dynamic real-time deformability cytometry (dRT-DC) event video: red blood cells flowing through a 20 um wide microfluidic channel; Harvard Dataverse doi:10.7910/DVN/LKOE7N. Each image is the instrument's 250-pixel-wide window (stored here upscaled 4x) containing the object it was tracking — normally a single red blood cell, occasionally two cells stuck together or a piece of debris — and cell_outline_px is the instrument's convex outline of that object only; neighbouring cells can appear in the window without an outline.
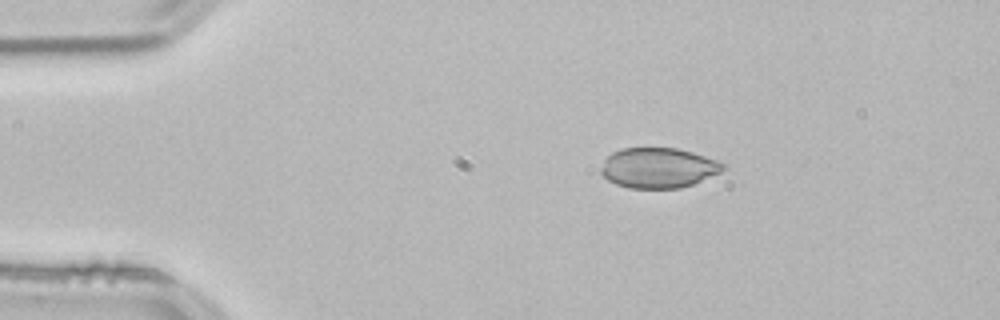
{"species": "common noctule bat (a hibernating species)", "species_latin": "Nyctalus noctula", "temperature_condition": "room temperature", "stored_images_in_passage": 44, "camera_frame_rate_fps": 3000, "um_per_image_px": 0.085, "animal": {"sex": "male", "body_mass_g": 21.5, "forearm_length_mm": 52.0}, "frame": {"image": 1, "passage_image": 1, "time_ms": 0.0, "image_size_px": [1000, 320], "cell_outline_px": [[728, 168], [720, 172], [692, 184], [680, 188], [628, 188], [616, 184], [608, 180], [600, 172], [600, 168], [604, 160], [612, 152], [620, 148], [676, 148], [692, 152], [728, 164]], "centroid_in_image_um": [55.96, 14.26], "position_along_channel_um": 29.0, "area_um2": 28.67}}
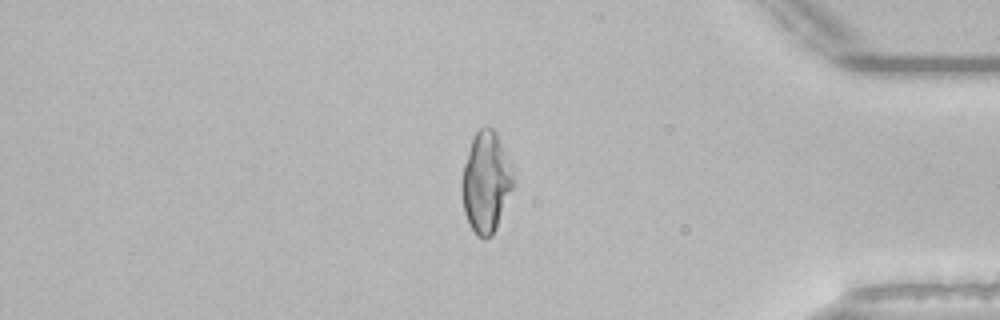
{"frame": {"image": 2, "passage_image": 36, "time_ms": 11.667, "image_size_px": [1000, 320], "cell_outline_px": [[512, 188], [496, 228], [492, 236], [476, 236], [464, 212], [460, 188], [460, 184], [464, 164], [472, 136], [480, 128], [492, 128], [496, 132], [512, 168]], "centroid_in_image_um": [41.27, 15.47], "position_along_channel_um": 393.9, "area_um2": 29.71}, "authors_computed_cell_mechanics": {"area_um2": 29.5358, "velocity_mm_per_s": 3.8488, "shape_relaxation_time_tau1_ms": null, "shape_relaxation_time_tau2_ms": 1.9455, "deformation_change_tau1": null, "deformation_change_tau2": 0.0315}}